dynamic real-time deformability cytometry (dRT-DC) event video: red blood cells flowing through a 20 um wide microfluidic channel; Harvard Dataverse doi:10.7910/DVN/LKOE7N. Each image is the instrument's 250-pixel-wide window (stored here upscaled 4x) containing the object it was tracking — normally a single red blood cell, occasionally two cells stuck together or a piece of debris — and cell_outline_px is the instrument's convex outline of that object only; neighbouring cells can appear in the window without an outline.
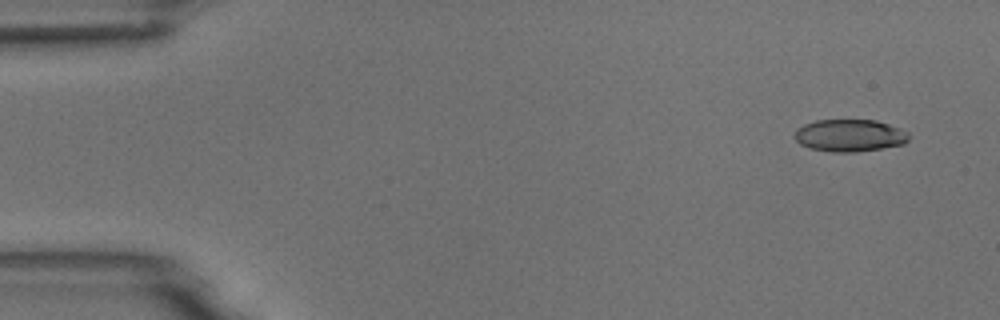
{"species": "common noctule bat (a hibernating species)", "species_latin": "Nyctalus noctula", "temperature_condition": "room temperature", "stored_images_in_passage": 9, "camera_frame_rate_fps": 3000, "um_per_image_px": 0.085, "animal": {"sex": "male", "body_mass_g": 18.8}, "frame": {"image": 1, "passage_image": 2, "time_ms": 1.0, "image_size_px": [1000, 320], "cell_outline_px": [[908, 140], [904, 144], [856, 152], [832, 152], [812, 148], [800, 144], [792, 136], [796, 128], [804, 124], [816, 120], [876, 120], [900, 128], [908, 132]], "centroid_in_image_um": [72.19, 11.51], "position_along_channel_um": 12.8, "area_um2": 21.5}}
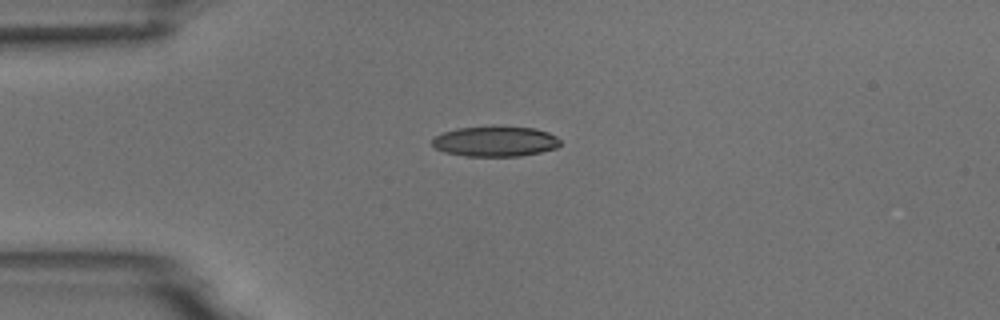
{"frame": {"image": 2, "passage_image": 4, "time_ms": 4.333, "image_size_px": [1000, 320], "cell_outline_px": [[560, 144], [556, 148], [540, 152], [520, 156], [464, 156], [444, 152], [436, 148], [432, 144], [432, 140], [436, 136], [444, 132], [456, 128], [536, 128], [548, 132], [556, 136], [560, 140]], "centroid_in_image_um": [42.1, 12.04], "position_along_channel_um": 42.9, "area_um2": 22.08}}
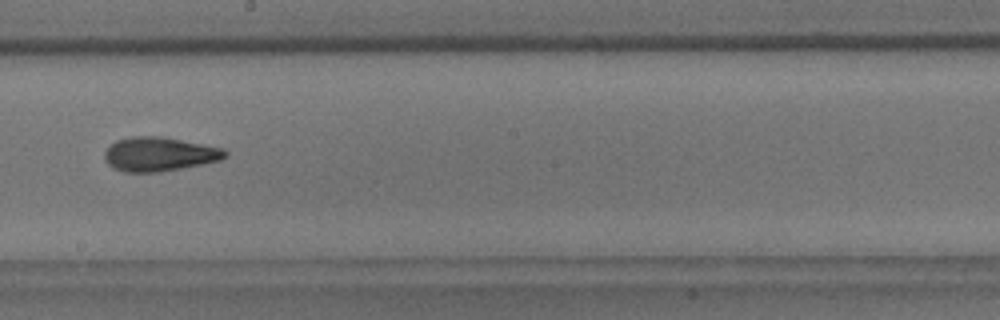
{"frame": {"image": 3, "passage_image": 9, "time_ms": 10.0, "image_size_px": [1000, 320], "cell_outline_px": [[228, 156], [220, 160], [204, 164], [160, 172], [124, 172], [108, 164], [104, 156], [104, 152], [116, 140], [132, 136], [160, 136], [224, 148], [228, 152]], "centroid_in_image_um": [13.57, 13.1], "position_along_channel_um": 234.6, "area_um2": 23.93}}